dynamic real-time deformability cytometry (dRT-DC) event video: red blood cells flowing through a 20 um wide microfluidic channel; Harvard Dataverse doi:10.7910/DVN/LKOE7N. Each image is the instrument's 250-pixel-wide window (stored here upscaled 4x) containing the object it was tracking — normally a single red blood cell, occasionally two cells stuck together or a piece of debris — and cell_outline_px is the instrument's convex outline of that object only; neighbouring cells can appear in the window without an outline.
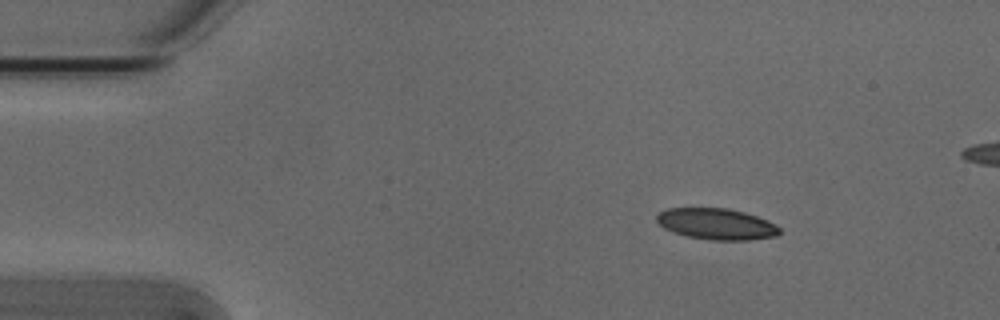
{"species": "Egyptian fruit bat (a non-hibernating species)", "species_latin": "Rousettus aegyptiacus", "temperature_condition": "cold", "stored_images_in_passage": 4, "segment_of_instrument_passage": [1, 2], "camera_frame_rate_fps": 3000, "um_per_image_px": 0.085, "animal": {"sex": "male"}, "frame": {"image": 1, "passage_image": 1, "time_ms": 0.0, "image_size_px": [1000, 320], "cell_outline_px": [[780, 232], [776, 236], [752, 240], [712, 240], [688, 236], [672, 232], [664, 228], [656, 220], [656, 216], [660, 212], [668, 208], [728, 208], [744, 212], [768, 220], [776, 224], [780, 228]], "centroid_in_image_um": [60.92, 19.04], "position_along_channel_um": 24.1, "area_um2": 22.37}}